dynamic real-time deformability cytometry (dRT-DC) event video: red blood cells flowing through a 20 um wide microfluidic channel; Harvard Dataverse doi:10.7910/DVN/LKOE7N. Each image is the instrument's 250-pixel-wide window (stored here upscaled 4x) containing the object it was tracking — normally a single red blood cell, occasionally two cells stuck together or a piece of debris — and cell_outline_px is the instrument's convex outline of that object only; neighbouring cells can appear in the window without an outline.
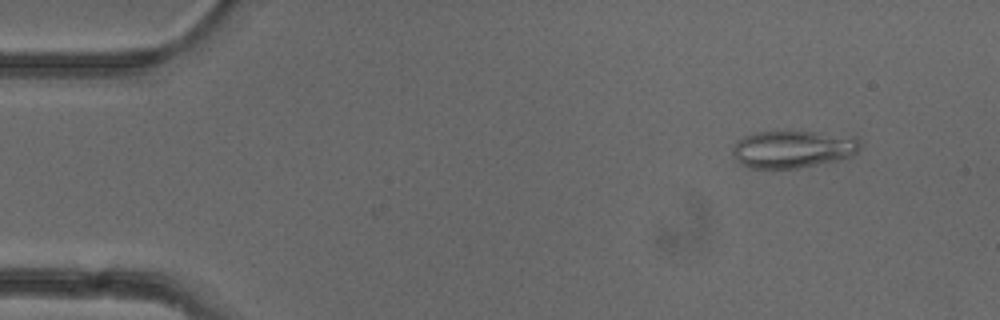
{"species": "common noctule bat (a hibernating species)", "species_latin": "Nyctalus noctula", "temperature_condition": "cold", "stored_images_in_passage": 51, "camera_frame_rate_fps": 3000, "um_per_image_px": 0.085, "animal": {"sex": "female"}, "frame": {"image": 1, "passage_image": 5, "time_ms": 1.333, "image_size_px": [1000, 320], "cell_outline_px": [[864, 144], [852, 156], [836, 160], [796, 168], [748, 168], [740, 164], [736, 160], [732, 152], [732, 148], [736, 140], [752, 132], [816, 132], [856, 136]], "centroid_in_image_um": [67.39, 12.67], "position_along_channel_um": 17.6, "area_um2": 27.98}}
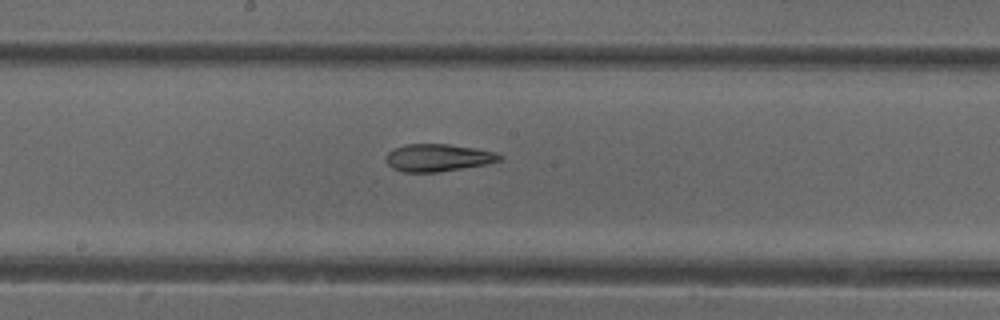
{"frame": {"image": 2, "passage_image": 27, "time_ms": 8.667, "image_size_px": [1000, 320], "cell_outline_px": [[504, 156], [500, 160], [488, 164], [436, 172], [404, 172], [392, 168], [384, 160], [384, 156], [388, 152], [404, 144], [448, 144], [476, 148], [496, 152]], "centroid_in_image_um": [37.22, 13.4], "position_along_channel_um": 211.0, "area_um2": 18.26}}
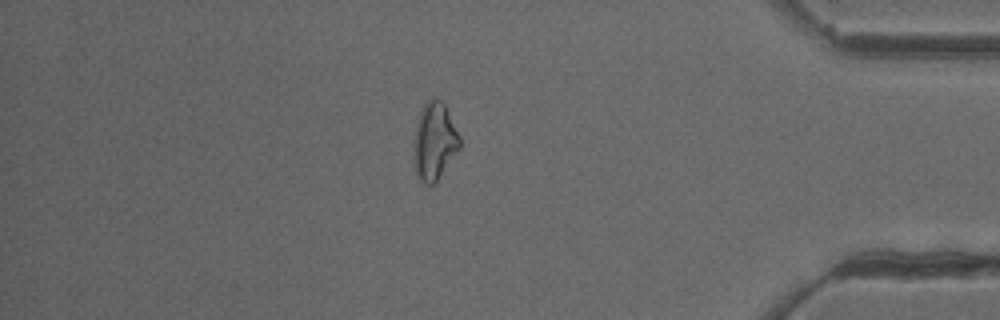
{"frame": {"image": 3, "passage_image": 44, "time_ms": 14.333, "image_size_px": [1000, 320], "cell_outline_px": [[460, 148], [436, 180], [432, 184], [424, 184], [420, 180], [416, 172], [416, 124], [420, 112], [424, 104], [432, 100], [440, 100], [444, 104], [460, 136]], "centroid_in_image_um": [36.96, 12.0], "position_along_channel_um": 398.2, "area_um2": 19.65}, "authors_computed_cell_mechanics": {"area_um2": 19.8832, "velocity_mm_per_s": 3.9614, "shape_relaxation_time_tau1_ms": null, "shape_relaxation_time_tau2_ms": 6.1503, "deformation_change_tau1": null, "deformation_change_tau2": 0.1639}}